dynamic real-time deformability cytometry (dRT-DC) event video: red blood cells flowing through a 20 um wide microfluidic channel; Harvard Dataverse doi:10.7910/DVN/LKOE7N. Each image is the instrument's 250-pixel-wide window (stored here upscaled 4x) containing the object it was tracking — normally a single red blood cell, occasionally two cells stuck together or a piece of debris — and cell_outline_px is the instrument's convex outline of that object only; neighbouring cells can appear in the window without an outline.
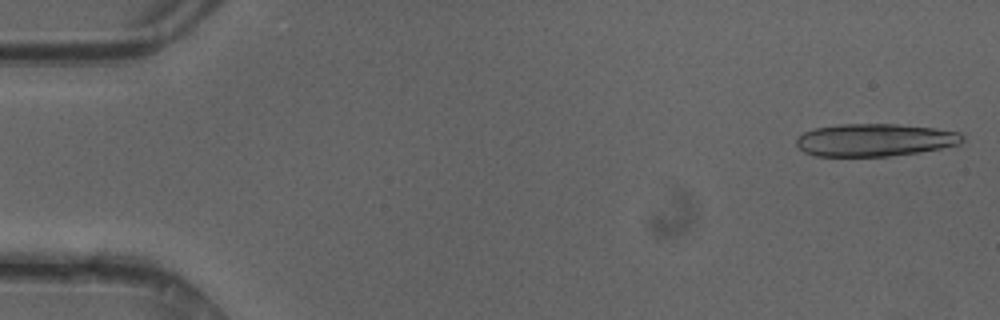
{"species": "common noctule bat (a hibernating species)", "species_latin": "Nyctalus noctula", "temperature_condition": "cold", "stored_images_in_passage": 48, "segment_of_instrument_passage": [1, 2], "camera_frame_rate_fps": 3000, "um_per_image_px": 0.085, "animal": {"sex": "female"}, "frame": {"image": 1, "passage_image": 1, "time_ms": 0.0, "image_size_px": [1000, 320], "cell_outline_px": [[964, 140], [956, 144], [940, 148], [920, 152], [888, 156], [816, 156], [804, 152], [796, 144], [796, 136], [804, 132], [816, 128], [836, 124], [896, 124], [932, 128], [960, 132], [964, 136]], "centroid_in_image_um": [74.32, 11.89], "position_along_channel_um": 10.7, "area_um2": 31.5}}